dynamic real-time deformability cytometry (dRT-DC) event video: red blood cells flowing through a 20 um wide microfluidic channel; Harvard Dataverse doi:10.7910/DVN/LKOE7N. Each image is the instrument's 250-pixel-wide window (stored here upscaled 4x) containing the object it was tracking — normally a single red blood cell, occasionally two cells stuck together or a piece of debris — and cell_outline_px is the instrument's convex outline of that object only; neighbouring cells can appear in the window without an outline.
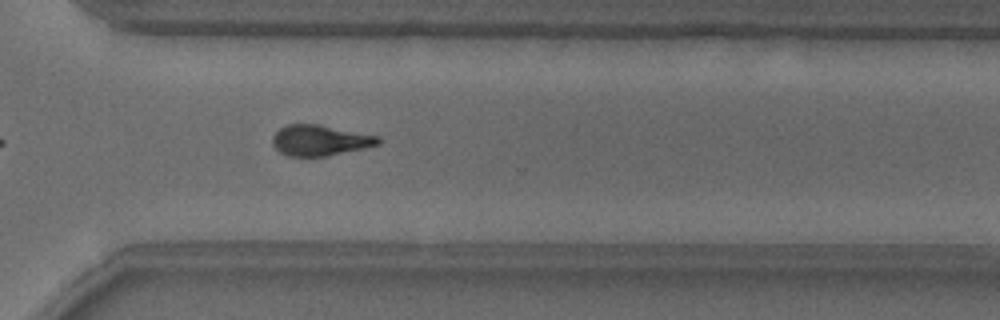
{"species": "common noctule bat (a hibernating species)", "species_latin": "Nyctalus noctula", "temperature_condition": "warm", "stored_images_in_passage": 36, "camera_frame_rate_fps": 3000, "um_per_image_px": 0.085, "animal": {"sex": "male", "body_mass_g": 18.8}, "frame": {"image": 1, "passage_image": 26, "time_ms": 8.333, "image_size_px": [1000, 320], "cell_outline_px": [[380, 144], [364, 148], [328, 156], [288, 156], [280, 152], [272, 144], [272, 136], [280, 128], [288, 124], [320, 124], [380, 136]], "centroid_in_image_um": [27.21, 11.92], "position_along_channel_um": 343.4, "area_um2": 19.02}}
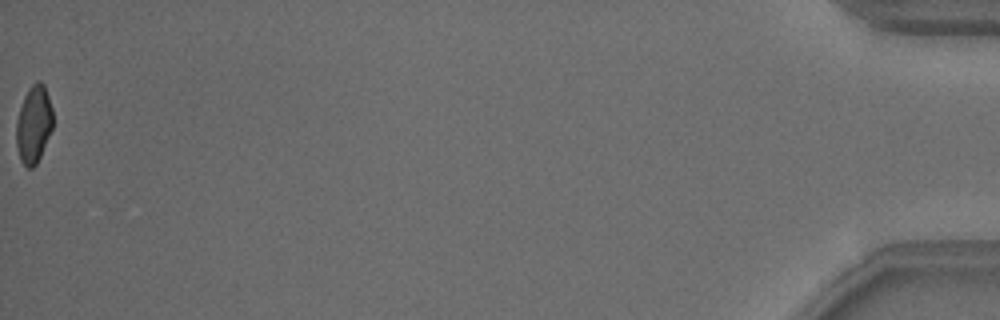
{"frame": {"image": 2, "passage_image": 36, "time_ms": 11.667, "image_size_px": [1000, 320], "cell_outline_px": [[52, 128], [40, 156], [36, 164], [32, 168], [28, 168], [20, 160], [16, 144], [16, 120], [24, 96], [28, 88], [36, 80], [40, 80], [44, 84], [52, 108]], "centroid_in_image_um": [2.85, 10.54], "position_along_channel_um": 432.3, "area_um2": 16.47}, "authors_computed_cell_mechanics": {"area_um2": 19.3052, "velocity_mm_per_s": 3.8771, "shape_relaxation_time_tau1_ms": 3.0895, "shape_relaxation_time_tau2_ms": 4.0144, "deformation_change_tau1": 0.1688, "deformation_change_tau2": 0.1246}}